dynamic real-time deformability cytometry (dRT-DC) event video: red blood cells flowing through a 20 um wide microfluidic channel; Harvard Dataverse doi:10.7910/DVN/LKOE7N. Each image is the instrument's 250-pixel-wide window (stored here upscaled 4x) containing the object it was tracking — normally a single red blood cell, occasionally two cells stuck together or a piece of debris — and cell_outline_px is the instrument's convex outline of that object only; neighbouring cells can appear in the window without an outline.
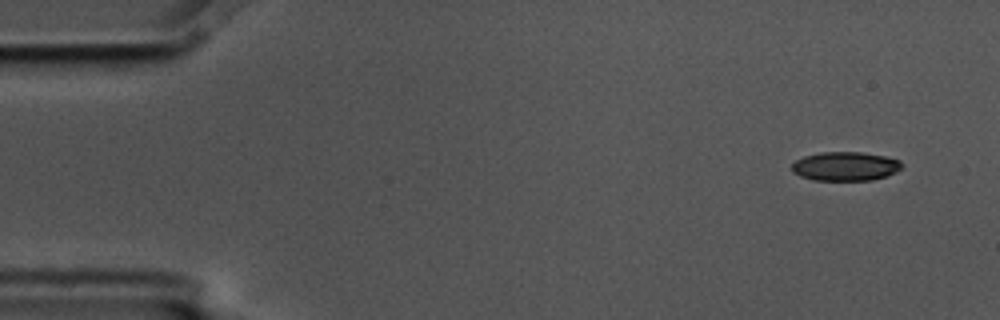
{"species": "common noctule bat (a hibernating species)", "species_latin": "Nyctalus noctula", "temperature_condition": "cold", "stored_images_in_passage": 5, "camera_frame_rate_fps": 3000, "um_per_image_px": 0.085, "animal": {"sex": "male", "body_mass_g": 17.5, "forearm_length_mm": 52.3}, "frame": {"image": 1, "passage_image": 1, "time_ms": 0.0, "image_size_px": [1000, 320], "cell_outline_px": [[904, 168], [896, 172], [872, 180], [812, 180], [800, 176], [792, 172], [792, 164], [796, 160], [804, 156], [820, 152], [860, 152], [884, 156], [900, 160], [904, 164]], "centroid_in_image_um": [71.86, 14.13], "position_along_channel_um": 13.1, "area_um2": 18.67}}
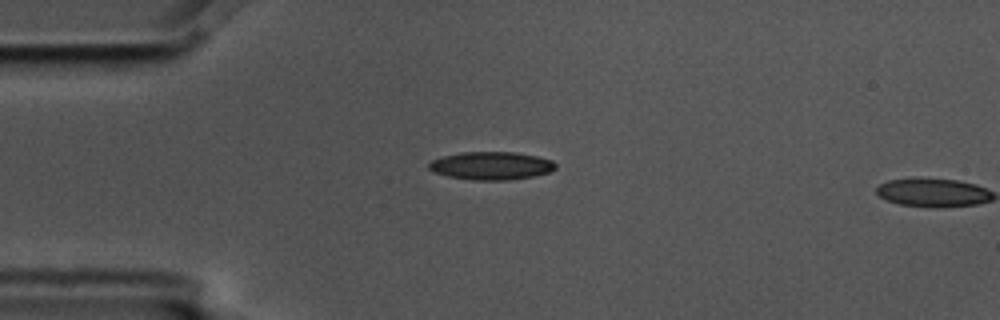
{"frame": {"image": 2, "passage_image": 4, "time_ms": 1.0, "image_size_px": [1000, 320], "cell_outline_px": [[556, 168], [552, 172], [532, 176], [508, 180], [472, 180], [448, 176], [432, 172], [428, 168], [428, 164], [432, 160], [444, 156], [460, 152], [516, 152], [536, 156], [552, 160], [556, 164]], "centroid_in_image_um": [41.76, 14.09], "position_along_channel_um": 43.2, "area_um2": 20.75}}